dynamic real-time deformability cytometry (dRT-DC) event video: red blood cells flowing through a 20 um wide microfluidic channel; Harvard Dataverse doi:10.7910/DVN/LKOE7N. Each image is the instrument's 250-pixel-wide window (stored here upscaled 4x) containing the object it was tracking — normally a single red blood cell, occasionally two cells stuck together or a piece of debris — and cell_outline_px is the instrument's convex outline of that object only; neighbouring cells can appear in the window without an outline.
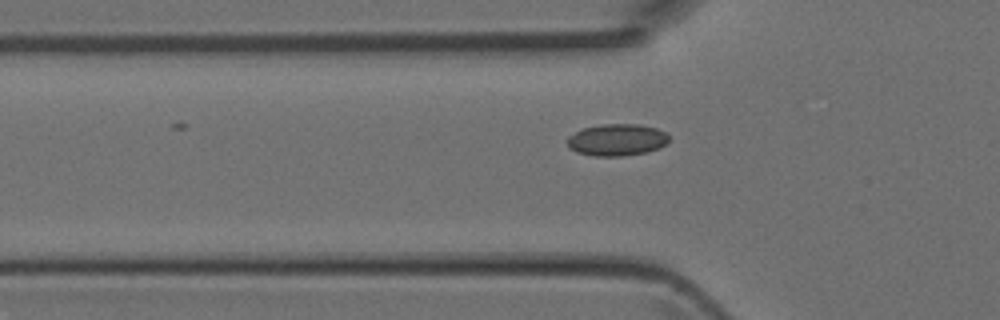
{"species": "Egyptian fruit bat (a non-hibernating species)", "species_latin": "Rousettus aegyptiacus", "temperature_condition": "room temperature", "stored_images_in_passage": 5, "camera_frame_rate_fps": 3000, "um_per_image_px": 0.085, "animal": {"sex": "female"}, "frame": {"image": 1, "passage_image": 3, "time_ms": 0.667, "image_size_px": [1000, 320], "cell_outline_px": [[668, 140], [660, 148], [648, 152], [624, 156], [592, 156], [576, 152], [568, 148], [564, 140], [568, 136], [580, 128], [600, 124], [636, 124], [656, 128], [664, 132], [668, 136]], "centroid_in_image_um": [52.35, 11.89], "position_along_channel_um": 73.4, "area_um2": 19.25}}